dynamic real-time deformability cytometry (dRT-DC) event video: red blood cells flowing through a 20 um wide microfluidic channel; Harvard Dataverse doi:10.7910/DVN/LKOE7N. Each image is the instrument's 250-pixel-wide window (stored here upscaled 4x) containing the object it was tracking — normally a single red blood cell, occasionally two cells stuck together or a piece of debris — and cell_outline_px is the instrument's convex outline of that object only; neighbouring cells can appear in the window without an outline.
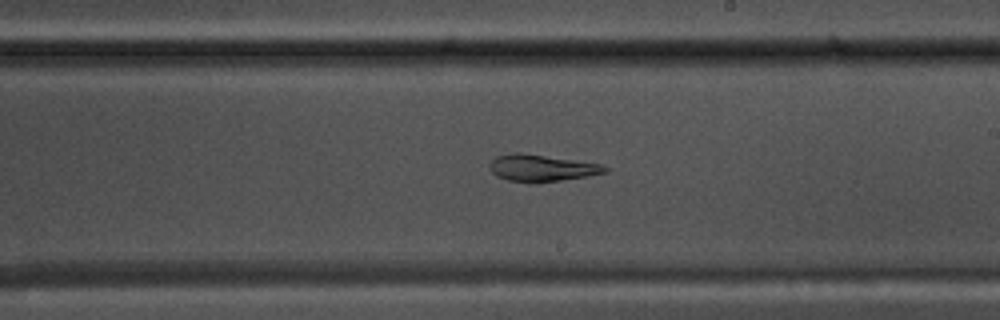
{"species": "common noctule bat (a hibernating species)", "species_latin": "Nyctalus noctula", "temperature_condition": "warm", "stored_images_in_passage": 53, "camera_frame_rate_fps": 3000, "um_per_image_px": 0.085, "animal": {"sex": "male", "body_mass_g": 17.5, "forearm_length_mm": 52.3}, "frame": {"image": 1, "passage_image": 30, "time_ms": 9.667, "image_size_px": [1000, 320], "cell_outline_px": [[608, 172], [588, 176], [536, 184], [508, 180], [496, 176], [492, 172], [492, 160], [496, 156], [516, 152], [520, 152], [600, 164], [608, 168]], "centroid_in_image_um": [46.05, 14.3], "position_along_channel_um": 243.0, "area_um2": 17.92}}
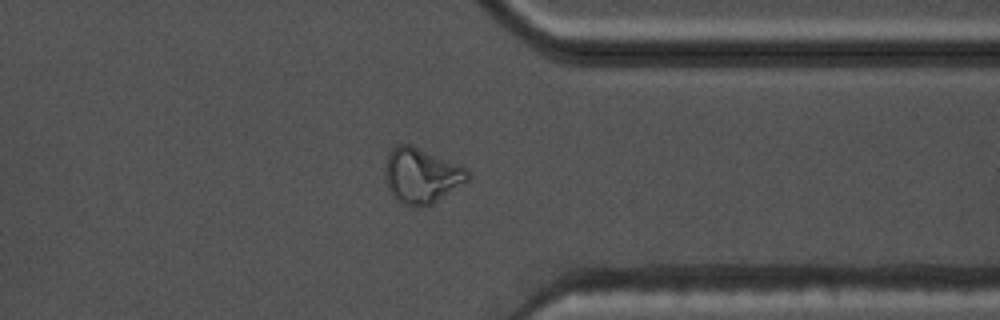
{"frame": {"image": 2, "passage_image": 41, "time_ms": 13.333, "image_size_px": [1000, 320], "cell_outline_px": [[468, 180], [432, 204], [424, 208], [416, 208], [404, 204], [392, 196], [388, 188], [384, 172], [388, 152], [396, 144], [412, 144], [468, 168]], "centroid_in_image_um": [35.8, 14.92], "position_along_channel_um": 375.6, "area_um2": 26.82}}
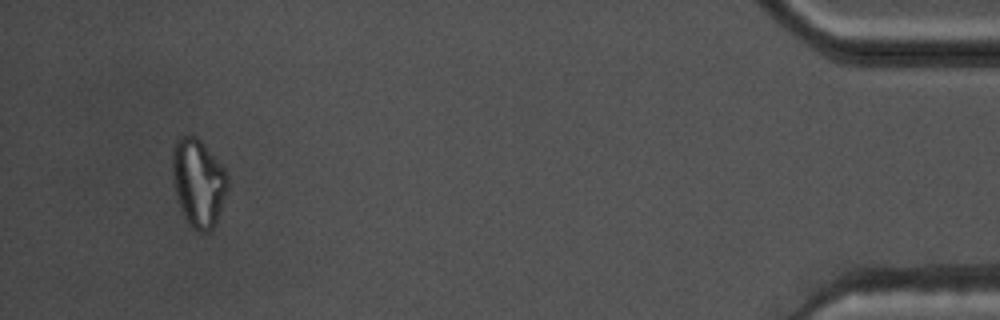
{"frame": {"image": 3, "passage_image": 50, "time_ms": 16.333, "image_size_px": [1000, 320], "cell_outline_px": [[228, 192], [216, 220], [212, 228], [208, 232], [196, 232], [188, 224], [180, 208], [176, 196], [172, 172], [172, 148], [176, 140], [180, 136], [196, 136], [200, 140], [228, 172]], "centroid_in_image_um": [16.86, 15.53], "position_along_channel_um": 418.3, "area_um2": 28.5}}